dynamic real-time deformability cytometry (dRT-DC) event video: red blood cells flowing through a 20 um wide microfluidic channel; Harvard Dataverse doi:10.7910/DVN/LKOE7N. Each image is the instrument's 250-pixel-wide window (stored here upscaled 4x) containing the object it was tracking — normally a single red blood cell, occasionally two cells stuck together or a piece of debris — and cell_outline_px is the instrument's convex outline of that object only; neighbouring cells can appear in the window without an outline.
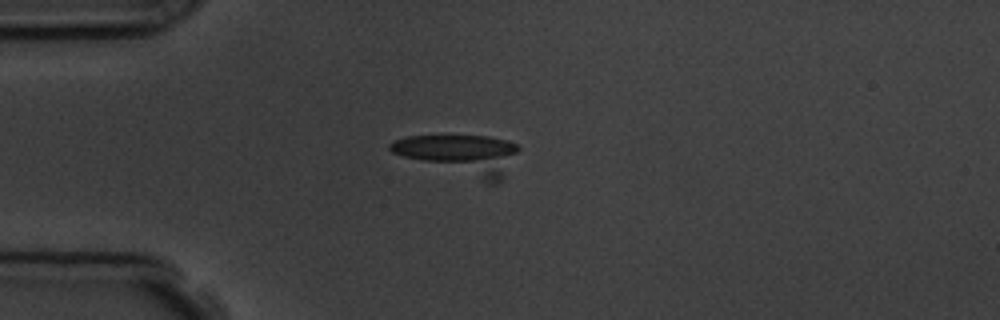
{"species": "common noctule bat (a hibernating species)", "species_latin": "Nyctalus noctula", "temperature_condition": "room temperature", "stored_images_in_passage": 5, "camera_frame_rate_fps": 3000, "um_per_image_px": 0.085, "animal": {"sex": "male", "body_mass_g": 19.5, "forearm_length_mm": 54.6}, "frame": {"image": 1, "passage_image": 4, "time_ms": 3.667, "image_size_px": [1000, 320], "cell_outline_px": [[520, 148], [504, 176], [496, 184], [488, 184], [392, 152], [388, 148], [388, 144], [396, 140], [408, 136], [488, 136], [508, 140], [516, 144]], "centroid_in_image_um": [39.2, 13.14], "position_along_channel_um": 45.8, "area_um2": 29.48}}